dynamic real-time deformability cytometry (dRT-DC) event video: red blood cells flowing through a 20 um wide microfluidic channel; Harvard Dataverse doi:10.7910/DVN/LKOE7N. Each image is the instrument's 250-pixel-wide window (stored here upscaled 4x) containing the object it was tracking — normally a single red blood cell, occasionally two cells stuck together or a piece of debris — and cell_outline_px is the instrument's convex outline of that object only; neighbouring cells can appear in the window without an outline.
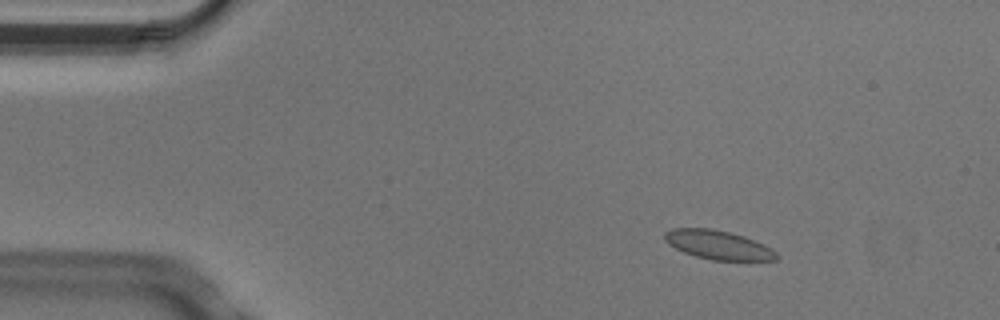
{"species": "Egyptian fruit bat (a non-hibernating species)", "species_latin": "Rousettus aegyptiacus", "temperature_condition": "cold", "stored_images_in_passage": 5, "camera_frame_rate_fps": 3000, "um_per_image_px": 0.085, "animal": {"sex": "male"}, "frame": {"image": 1, "passage_image": 2, "time_ms": 0.333, "image_size_px": [1000, 320], "cell_outline_px": [[780, 256], [776, 260], [712, 260], [696, 256], [684, 252], [668, 244], [664, 240], [664, 232], [672, 228], [712, 228], [744, 236], [764, 244], [772, 248]], "centroid_in_image_um": [61.05, 20.81], "position_along_channel_um": 24.0, "area_um2": 18.9}}